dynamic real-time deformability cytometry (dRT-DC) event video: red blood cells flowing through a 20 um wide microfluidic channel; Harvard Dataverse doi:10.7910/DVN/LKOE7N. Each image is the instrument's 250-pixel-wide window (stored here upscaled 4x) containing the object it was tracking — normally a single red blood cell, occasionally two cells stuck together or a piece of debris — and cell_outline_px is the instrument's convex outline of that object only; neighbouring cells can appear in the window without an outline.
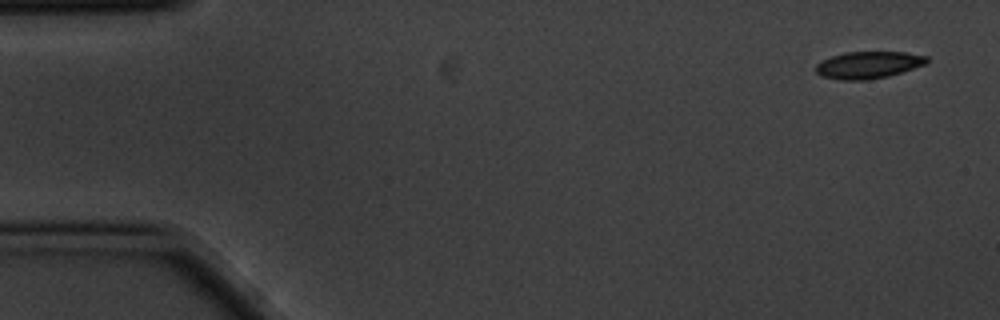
{"species": "common noctule bat (a hibernating species)", "species_latin": "Nyctalus noctula", "temperature_condition": "cold", "stored_images_in_passage": 6, "camera_frame_rate_fps": 3000, "um_per_image_px": 0.085, "animal": {"sex": "male", "body_mass_g": 20.1, "forearm_length_mm": 53.5}, "frame": {"image": 1, "passage_image": 1, "time_ms": 0.0, "image_size_px": [1000, 320], "cell_outline_px": [[928, 60], [924, 64], [888, 76], [864, 80], [840, 80], [820, 76], [816, 72], [816, 64], [832, 56], [844, 52], [904, 52], [928, 56]], "centroid_in_image_um": [73.77, 5.52], "position_along_channel_um": 11.2, "area_um2": 17.28}}
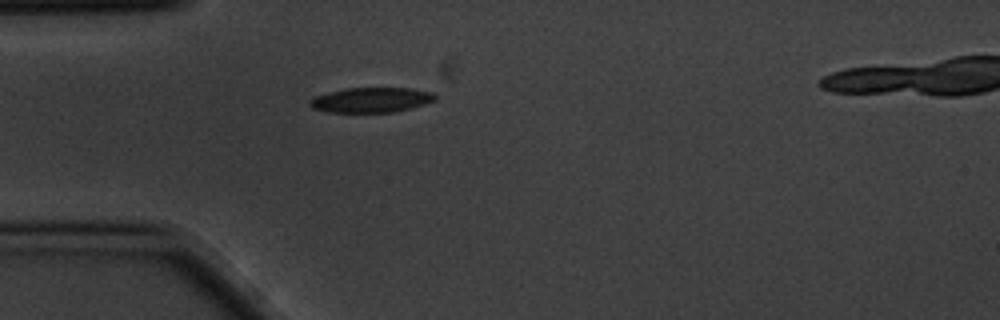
{"frame": {"image": 2, "passage_image": 5, "time_ms": 1.333, "image_size_px": [1000, 320], "cell_outline_px": [[436, 100], [412, 108], [392, 112], [328, 112], [312, 108], [308, 104], [308, 100], [312, 96], [344, 88], [412, 88], [432, 92], [436, 96]], "centroid_in_image_um": [31.51, 8.49], "position_along_channel_um": 53.5, "area_um2": 18.44}}